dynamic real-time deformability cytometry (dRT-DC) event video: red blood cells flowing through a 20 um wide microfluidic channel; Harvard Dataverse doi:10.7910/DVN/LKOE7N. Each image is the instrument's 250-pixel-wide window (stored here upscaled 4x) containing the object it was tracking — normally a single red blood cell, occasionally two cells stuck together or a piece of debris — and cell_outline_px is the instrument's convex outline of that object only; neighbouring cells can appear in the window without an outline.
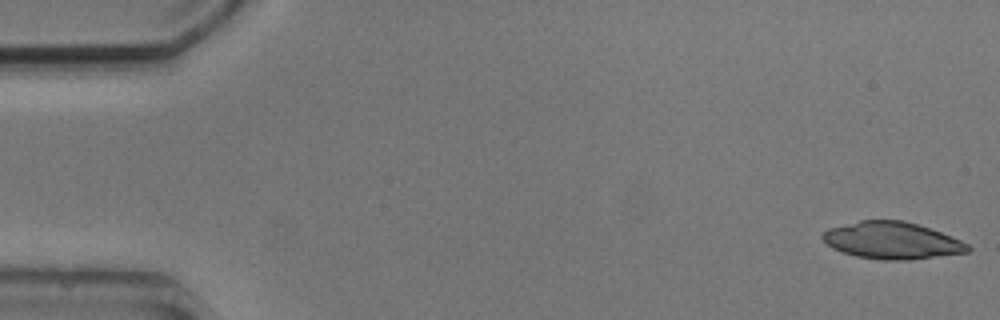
{"species": "common noctule bat (a hibernating species)", "species_latin": "Nyctalus noctula", "temperature_condition": "cold", "stored_images_in_passage": 5, "camera_frame_rate_fps": 3000, "um_per_image_px": 0.085, "animal": {"sex": "male", "body_mass_g": 20.5, "forearm_length_mm": 52.5}, "frame": {"image": 1, "passage_image": 1, "time_ms": 0.0, "image_size_px": [1000, 320], "cell_outline_px": [[972, 248], [968, 252], [908, 260], [880, 260], [856, 256], [832, 248], [820, 236], [828, 228], [860, 220], [904, 220], [952, 236], [968, 244]], "centroid_in_image_um": [75.81, 20.44], "position_along_channel_um": 9.2, "area_um2": 31.15}}